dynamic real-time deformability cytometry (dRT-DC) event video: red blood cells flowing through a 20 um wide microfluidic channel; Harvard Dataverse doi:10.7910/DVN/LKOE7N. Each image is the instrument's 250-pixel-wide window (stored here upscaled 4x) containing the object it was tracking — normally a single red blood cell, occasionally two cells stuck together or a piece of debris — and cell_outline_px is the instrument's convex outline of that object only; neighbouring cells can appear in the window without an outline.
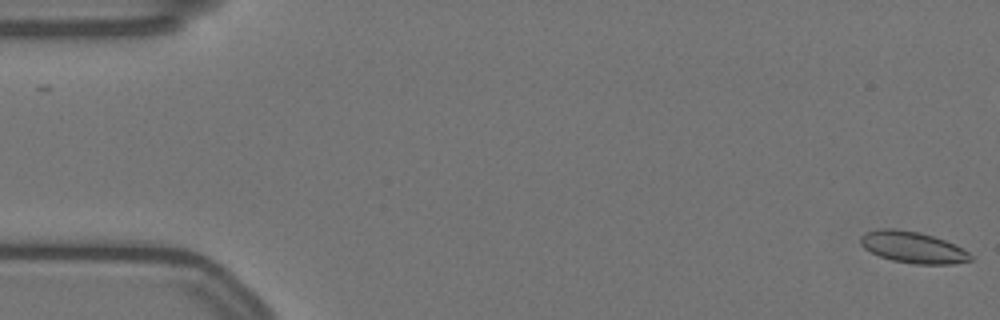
{"species": "Egyptian fruit bat (a non-hibernating species)", "species_latin": "Rousettus aegyptiacus", "temperature_condition": "warm", "stored_images_in_passage": 59, "camera_frame_rate_fps": 3000, "um_per_image_px": 0.085, "animal": {"sex": "female"}, "frame": {"image": 1, "passage_image": 1, "time_ms": 0.0, "image_size_px": [1000, 320], "cell_outline_px": [[972, 260], [956, 264], [916, 264], [892, 260], [880, 256], [864, 248], [860, 244], [860, 236], [864, 232], [876, 228], [892, 228], [920, 232], [956, 244], [968, 252], [972, 256]], "centroid_in_image_um": [77.58, 21.01], "position_along_channel_um": 7.4, "area_um2": 20.29}}
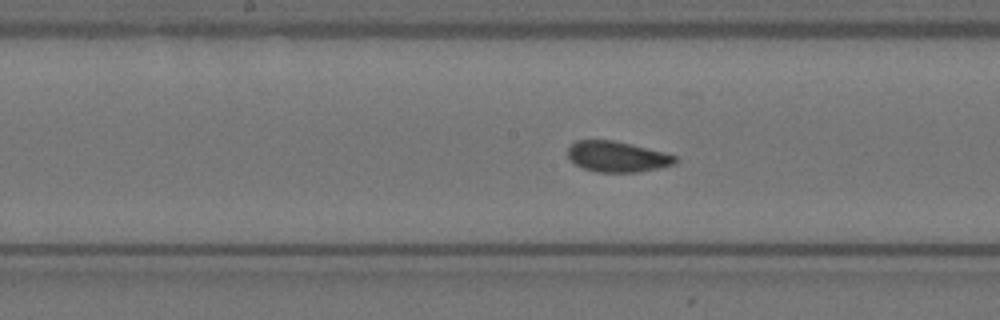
{"frame": {"image": 2, "passage_image": 29, "time_ms": 9.333, "image_size_px": [1000, 320], "cell_outline_px": [[680, 160], [676, 164], [660, 168], [640, 172], [596, 172], [584, 168], [576, 164], [568, 156], [568, 148], [576, 140], [612, 140], [664, 152], [676, 156]], "centroid_in_image_um": [52.51, 13.32], "position_along_channel_um": 195.7, "area_um2": 19.19}}
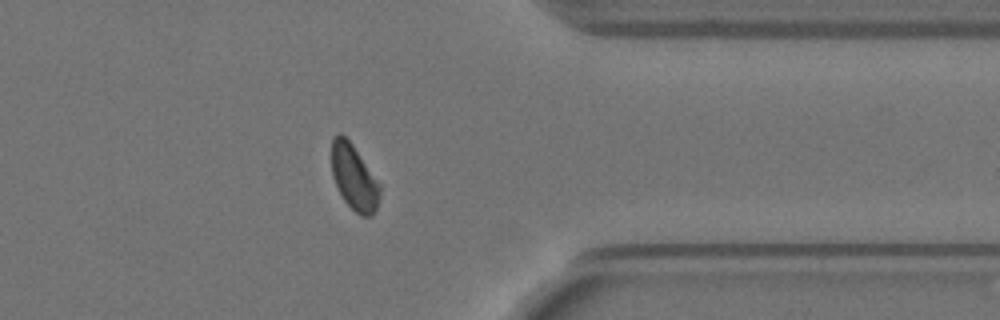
{"frame": {"image": 3, "passage_image": 46, "time_ms": 15.0, "image_size_px": [1000, 320], "cell_outline_px": [[380, 196], [376, 208], [372, 216], [360, 216], [344, 200], [332, 176], [332, 136], [340, 132], [352, 144], [380, 184]], "centroid_in_image_um": [30.09, 15.08], "position_along_channel_um": 381.3, "area_um2": 18.15}, "authors_computed_cell_mechanics": {"area_um2": 19.5364, "velocity_mm_per_s": 3.4803, "shape_relaxation_time_tau1_ms": 4.5583, "shape_relaxation_time_tau2_ms": null, "deformation_change_tau1": 0.0998, "deformation_change_tau2": null}}